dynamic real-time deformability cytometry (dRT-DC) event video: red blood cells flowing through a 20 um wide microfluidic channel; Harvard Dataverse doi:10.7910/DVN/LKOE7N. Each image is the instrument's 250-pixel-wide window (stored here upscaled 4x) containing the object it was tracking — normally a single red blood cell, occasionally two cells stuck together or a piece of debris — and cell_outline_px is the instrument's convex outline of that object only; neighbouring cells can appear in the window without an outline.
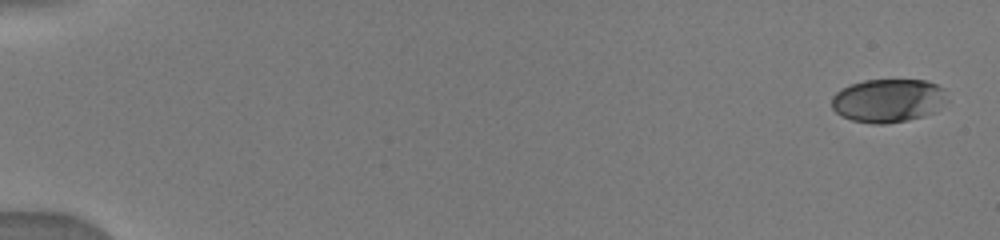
{"species": "human", "species_latin": "Homo sapiens", "temperature_condition": "warm", "stored_images_in_passage": 11, "camera_frame_rate_fps": 3000, "um_per_image_px": 0.085, "donor": {"sex": "male"}, "frame": {"image": 1, "passage_image": 1, "time_ms": 0.0, "image_size_px": [1000, 240], "cell_outline_px": [[948, 100], [936, 112], [924, 116], [908, 120], [884, 124], [876, 124], [852, 120], [840, 116], [832, 108], [832, 96], [836, 92], [852, 84], [864, 80], [924, 80], [936, 84], [944, 88]], "centroid_in_image_um": [75.53, 8.55], "position_along_channel_um": 9.5, "area_um2": 29.42}}
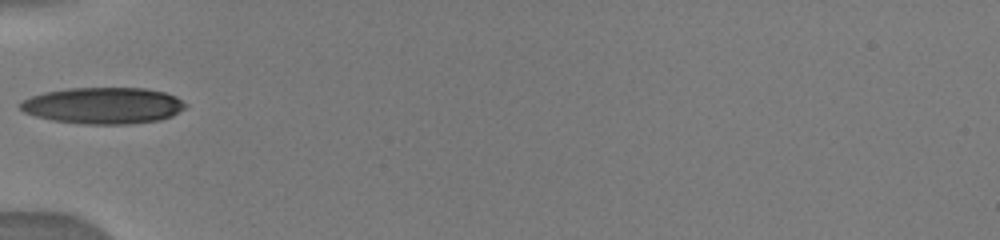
{"frame": {"image": 2, "passage_image": 10, "time_ms": 6.0, "image_size_px": [1000, 240], "cell_outline_px": [[188, 104], [184, 108], [172, 116], [160, 120], [128, 124], [84, 124], [52, 120], [36, 116], [24, 112], [20, 108], [20, 104], [24, 100], [32, 96], [44, 92], [68, 88], [144, 88], [164, 92], [176, 96]], "centroid_in_image_um": [8.8, 8.97], "position_along_channel_um": 76.2, "area_um2": 35.03}}
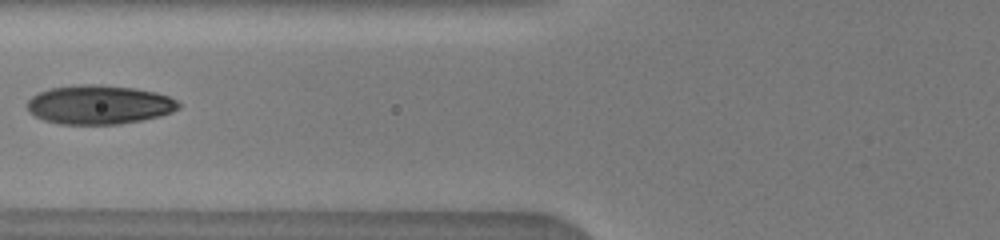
{"frame": {"image": 3, "passage_image": 11, "time_ms": 7.0, "image_size_px": [1000, 240], "cell_outline_px": [[180, 108], [172, 112], [160, 116], [144, 120], [120, 124], [60, 124], [44, 120], [28, 112], [28, 100], [32, 96], [40, 92], [52, 88], [80, 84], [100, 84], [136, 88], [156, 92], [168, 96], [176, 100], [180, 104]], "centroid_in_image_um": [8.46, 8.9], "position_along_channel_um": 117.3, "area_um2": 34.56}}